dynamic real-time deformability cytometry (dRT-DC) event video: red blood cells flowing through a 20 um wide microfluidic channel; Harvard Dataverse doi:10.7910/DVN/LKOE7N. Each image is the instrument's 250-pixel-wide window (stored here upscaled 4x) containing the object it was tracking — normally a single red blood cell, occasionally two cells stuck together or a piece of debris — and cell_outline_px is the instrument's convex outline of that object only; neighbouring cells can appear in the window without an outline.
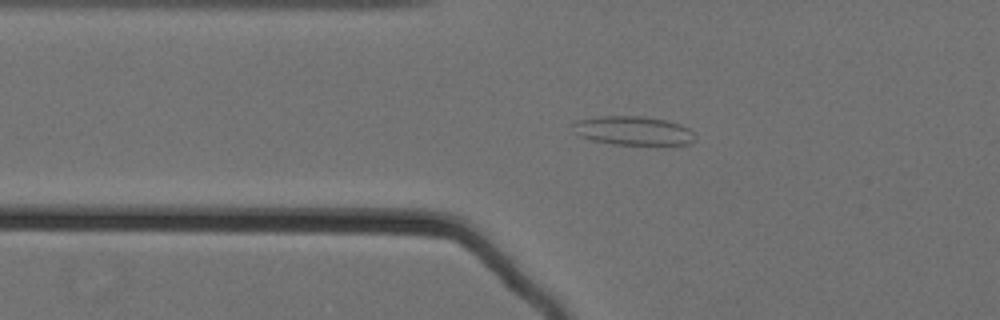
{"species": "Egyptian fruit bat (a non-hibernating species)", "species_latin": "Rousettus aegyptiacus", "temperature_condition": "cold", "stored_images_in_passage": 46, "camera_frame_rate_fps": 3000, "um_per_image_px": 0.085, "animal": {"sex": "female"}, "frame": {"image": 1, "passage_image": 10, "time_ms": 3.0, "image_size_px": [1000, 320], "cell_outline_px": [[696, 140], [688, 144], [656, 148], [612, 144], [592, 140], [580, 136], [572, 132], [572, 124], [576, 120], [600, 116], [644, 116], [664, 120], [680, 124], [688, 128], [696, 136]], "centroid_in_image_um": [53.86, 11.16], "position_along_channel_um": 71.9, "area_um2": 21.68}}
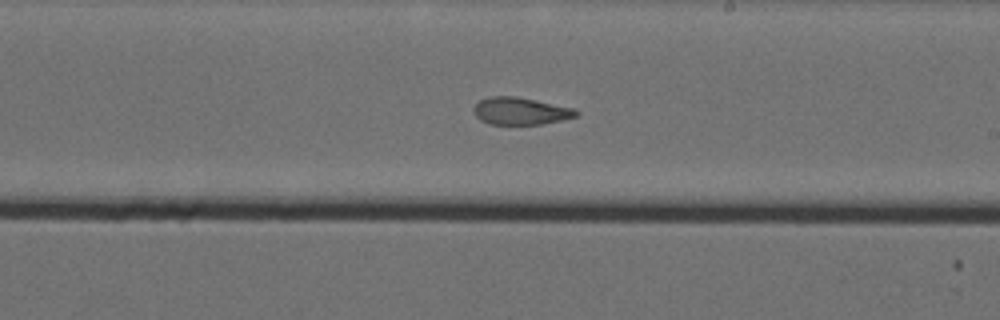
{"frame": {"image": 2, "passage_image": 25, "time_ms": 8.0, "image_size_px": [1000, 320], "cell_outline_px": [[580, 112], [576, 116], [544, 124], [488, 124], [480, 120], [472, 112], [472, 108], [480, 100], [488, 96], [516, 96], [572, 108]], "centroid_in_image_um": [44.18, 9.44], "position_along_channel_um": 244.8, "area_um2": 16.24}}
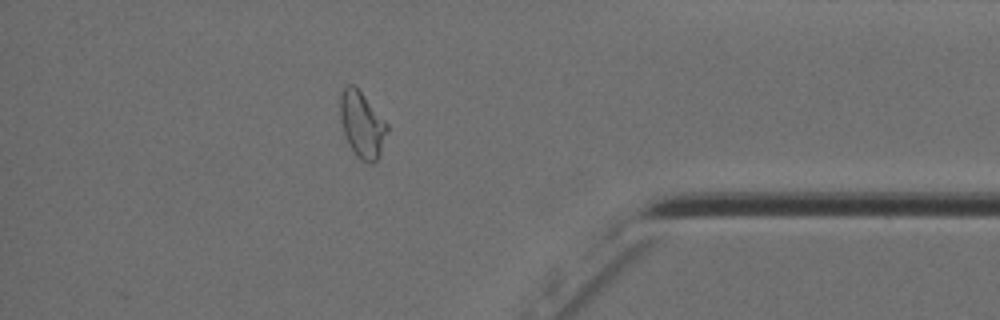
{"frame": {"image": 3, "passage_image": 40, "time_ms": 13.0, "image_size_px": [1000, 320], "cell_outline_px": [[388, 132], [380, 152], [376, 160], [372, 164], [360, 160], [356, 156], [344, 132], [340, 120], [340, 92], [348, 84], [352, 84], [360, 92], [388, 124]], "centroid_in_image_um": [30.77, 10.6], "position_along_channel_um": 404.4, "area_um2": 17.69}, "authors_computed_cell_mechanics": {"area_um2": 17.8024, "velocity_mm_per_s": 3.5602, "shape_relaxation_time_tau1_ms": null, "shape_relaxation_time_tau2_ms": 2.3017, "deformation_change_tau1": null, "deformation_change_tau2": 0.0921}}